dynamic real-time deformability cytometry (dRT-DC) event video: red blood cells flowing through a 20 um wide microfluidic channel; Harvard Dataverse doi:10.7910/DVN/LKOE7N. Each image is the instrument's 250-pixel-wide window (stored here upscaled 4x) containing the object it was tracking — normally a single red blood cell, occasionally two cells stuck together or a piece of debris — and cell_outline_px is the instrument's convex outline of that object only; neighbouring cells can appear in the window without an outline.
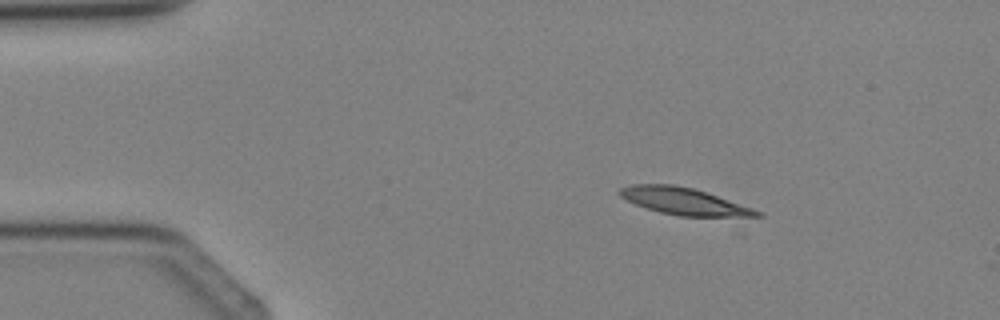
{"species": "Egyptian fruit bat (a non-hibernating species)", "species_latin": "Rousettus aegyptiacus", "temperature_condition": "cold", "stored_images_in_passage": 3, "camera_frame_rate_fps": 3000, "um_per_image_px": 0.085, "animal": {"sex": "female"}, "frame": {"image": 1, "passage_image": 1, "time_ms": 0.0, "image_size_px": [1000, 320], "cell_outline_px": [[764, 216], [744, 220], [680, 216], [660, 212], [636, 204], [620, 196], [616, 192], [620, 188], [632, 184], [672, 184], [692, 188], [764, 212]], "centroid_in_image_um": [58.31, 17.18], "position_along_channel_um": 26.7, "area_um2": 22.31}}